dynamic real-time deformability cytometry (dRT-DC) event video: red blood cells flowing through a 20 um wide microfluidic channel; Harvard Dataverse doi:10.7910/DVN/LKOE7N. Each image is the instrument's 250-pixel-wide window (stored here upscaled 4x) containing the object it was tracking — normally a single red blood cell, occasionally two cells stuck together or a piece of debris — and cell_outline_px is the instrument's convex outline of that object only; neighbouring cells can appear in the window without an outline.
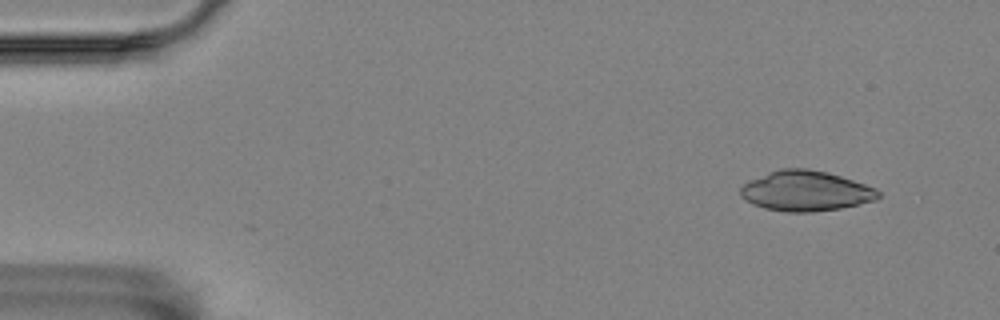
{"species": "Egyptian fruit bat (a non-hibernating species)", "species_latin": "Rousettus aegyptiacus", "temperature_condition": "room temperature", "stored_images_in_passage": 8, "camera_frame_rate_fps": 3000, "um_per_image_px": 0.085, "animal": {"sex": "female"}, "frame": {"image": 1, "passage_image": 1, "time_ms": 0.0, "image_size_px": [1000, 320], "cell_outline_px": [[880, 196], [876, 200], [840, 208], [812, 212], [788, 212], [764, 208], [752, 204], [740, 196], [740, 188], [748, 180], [768, 172], [780, 168], [808, 168], [828, 172], [876, 188], [880, 192]], "centroid_in_image_um": [68.46, 16.22], "position_along_channel_um": 16.5, "area_um2": 32.37}}